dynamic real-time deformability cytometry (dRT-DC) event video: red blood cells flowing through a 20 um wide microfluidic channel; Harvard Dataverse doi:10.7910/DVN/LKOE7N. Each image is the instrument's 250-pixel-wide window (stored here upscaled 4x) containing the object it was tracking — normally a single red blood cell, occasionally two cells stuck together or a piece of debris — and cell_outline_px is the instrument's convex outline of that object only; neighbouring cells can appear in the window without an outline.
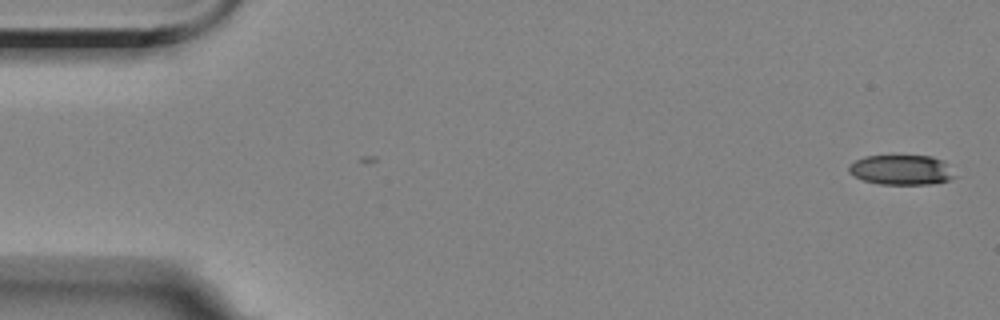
{"species": "Egyptian fruit bat (a non-hibernating species)", "species_latin": "Rousettus aegyptiacus", "temperature_condition": "room temperature", "stored_images_in_passage": 5, "camera_frame_rate_fps": 3000, "um_per_image_px": 0.085, "animal": {"sex": "female"}, "frame": {"image": 1, "passage_image": 1, "time_ms": 0.0, "image_size_px": [1000, 320], "cell_outline_px": [[960, 176], [952, 180], [932, 184], [880, 184], [864, 180], [848, 172], [848, 164], [864, 156], [932, 156], [944, 160]], "centroid_in_image_um": [76.71, 14.44], "position_along_channel_um": 8.3, "area_um2": 18.84}}